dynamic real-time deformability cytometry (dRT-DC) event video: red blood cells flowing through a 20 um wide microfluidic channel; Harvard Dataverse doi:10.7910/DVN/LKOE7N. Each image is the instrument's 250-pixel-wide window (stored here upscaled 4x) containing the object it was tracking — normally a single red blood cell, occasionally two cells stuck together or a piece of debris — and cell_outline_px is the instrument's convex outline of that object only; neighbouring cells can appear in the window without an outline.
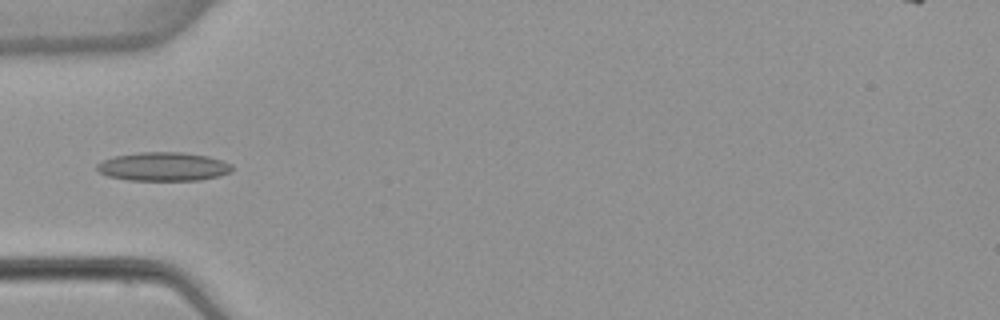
{"species": "common noctule bat (a hibernating species)", "species_latin": "Nyctalus noctula", "temperature_condition": "warm", "stored_images_in_passage": 2, "camera_frame_rate_fps": 3000, "um_per_image_px": 0.085, "animal": {"sex": "female", "body_mass_g": 22.7, "forearm_length_mm": 54.2}, "frame": {"image": 1, "passage_image": 2, "time_ms": 1.333, "image_size_px": [1000, 320], "cell_outline_px": [[232, 172], [200, 180], [128, 180], [108, 176], [100, 172], [96, 168], [96, 164], [112, 156], [140, 152], [180, 152], [208, 156], [232, 164]], "centroid_in_image_um": [13.87, 14.16], "position_along_channel_um": 71.1, "area_um2": 22.54}}